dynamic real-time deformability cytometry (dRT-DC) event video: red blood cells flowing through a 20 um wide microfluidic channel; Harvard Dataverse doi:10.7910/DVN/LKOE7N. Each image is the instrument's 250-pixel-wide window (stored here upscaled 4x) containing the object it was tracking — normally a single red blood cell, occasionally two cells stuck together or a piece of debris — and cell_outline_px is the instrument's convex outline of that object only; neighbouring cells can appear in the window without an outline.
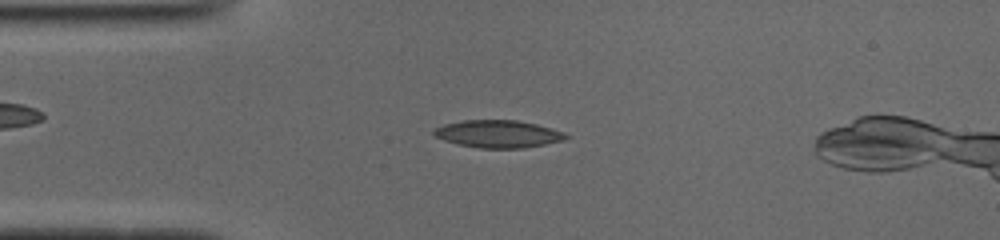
{"species": "common noctule bat (a hibernating species)", "species_latin": "Nyctalus noctula", "temperature_condition": "cold", "stored_images_in_passage": 47, "camera_frame_rate_fps": 3000, "um_per_image_px": 0.085, "animal": {"sex": "male", "body_mass_g": 19.0, "forearm_length_mm": 50.8}, "frame": {"image": 1, "passage_image": 11, "time_ms": 3.333, "image_size_px": [1000, 240], "cell_outline_px": [[568, 136], [564, 140], [524, 148], [480, 148], [460, 144], [444, 140], [432, 136], [432, 132], [436, 128], [444, 124], [464, 120], [516, 120], [536, 124], [564, 132]], "centroid_in_image_um": [42.32, 11.38], "position_along_channel_um": 42.7, "area_um2": 20.98}}
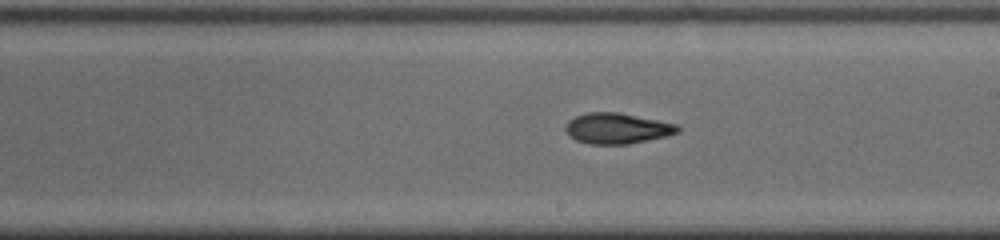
{"frame": {"image": 2, "passage_image": 27, "time_ms": 8.667, "image_size_px": [1000, 240], "cell_outline_px": [[680, 132], [664, 136], [628, 144], [588, 144], [576, 140], [564, 128], [568, 120], [576, 116], [588, 112], [616, 112], [676, 124], [680, 128]], "centroid_in_image_um": [52.43, 10.91], "position_along_channel_um": 236.6, "area_um2": 19.71}}
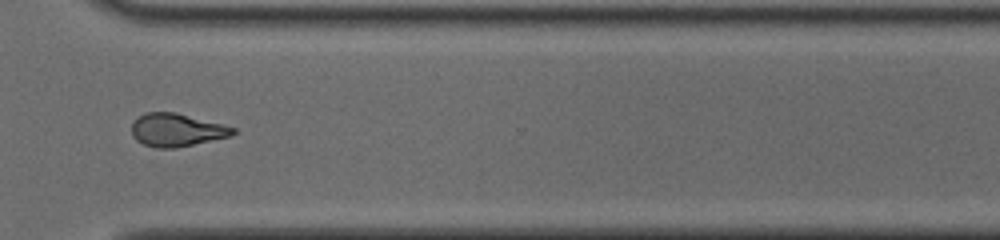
{"frame": {"image": 3, "passage_image": 36, "time_ms": 11.667, "image_size_px": [1000, 240], "cell_outline_px": [[236, 132], [232, 136], [176, 148], [156, 148], [144, 144], [136, 140], [132, 136], [132, 124], [144, 112], [176, 112], [236, 128]], "centroid_in_image_um": [15.02, 11.05], "position_along_channel_um": 355.6, "area_um2": 19.42}, "authors_computed_cell_mechanics": {"area_um2": 20.2878, "velocity_mm_per_s": 3.9402, "shape_relaxation_time_tau1_ms": 5.0686, "shape_relaxation_time_tau2_ms": 3.996, "deformation_change_tau1": 0.1535, "deformation_change_tau2": 0.113}}